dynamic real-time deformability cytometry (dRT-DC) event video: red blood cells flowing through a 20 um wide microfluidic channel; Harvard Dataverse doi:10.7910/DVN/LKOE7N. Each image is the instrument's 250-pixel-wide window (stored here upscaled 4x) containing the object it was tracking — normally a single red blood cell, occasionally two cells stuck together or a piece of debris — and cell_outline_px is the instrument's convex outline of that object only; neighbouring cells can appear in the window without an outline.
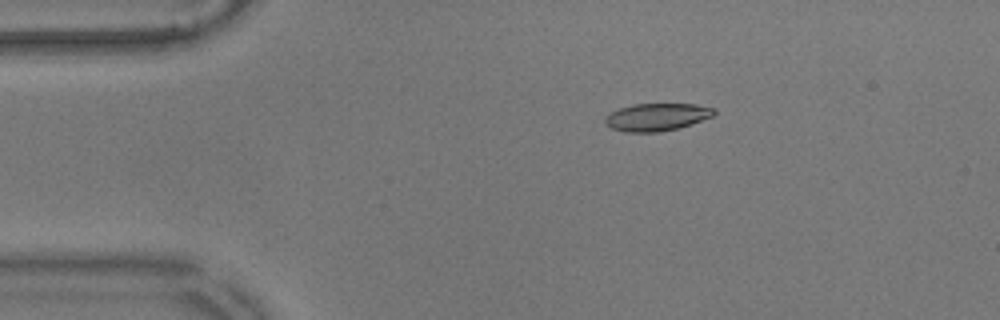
{"species": "common noctule bat (a hibernating species)", "species_latin": "Nyctalus noctula", "temperature_condition": "warm", "stored_images_in_passage": 47, "camera_frame_rate_fps": 3000, "um_per_image_px": 0.085, "animal": {"sex": "male", "body_mass_g": 17.9}, "frame": {"image": 1, "passage_image": 1, "time_ms": 0.0, "image_size_px": [1000, 320], "cell_outline_px": [[716, 112], [712, 116], [692, 124], [680, 128], [660, 132], [624, 132], [612, 128], [604, 124], [604, 116], [620, 108], [632, 104], [696, 104], [716, 108]], "centroid_in_image_um": [55.83, 9.95], "position_along_channel_um": 29.2, "area_um2": 17.69}}
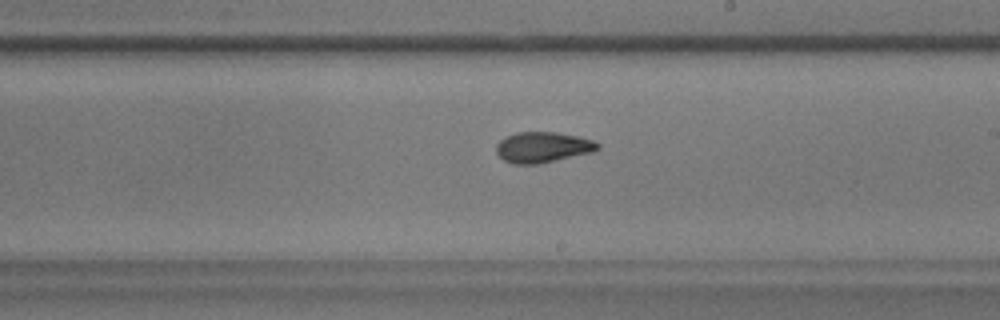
{"frame": {"image": 2, "passage_image": 23, "time_ms": 7.333, "image_size_px": [1000, 320], "cell_outline_px": [[600, 148], [592, 152], [536, 164], [512, 164], [504, 160], [496, 152], [496, 144], [504, 136], [516, 132], [556, 132], [576, 136], [592, 140], [600, 144]], "centroid_in_image_um": [46.09, 12.5], "position_along_channel_um": 242.9, "area_um2": 18.03}}
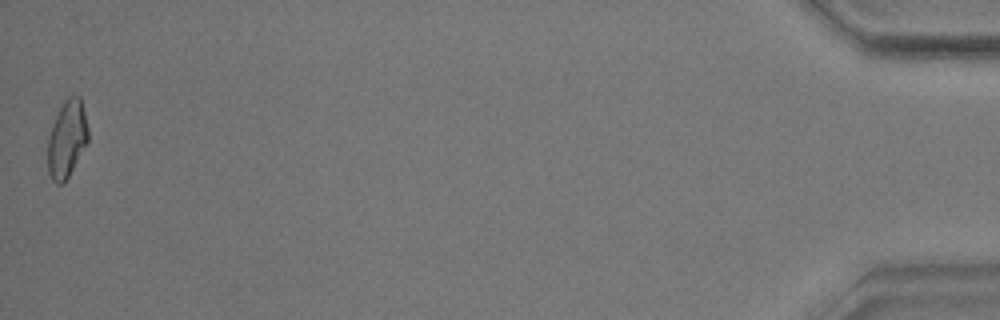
{"frame": {"image": 3, "passage_image": 47, "time_ms": 15.333, "image_size_px": [1000, 320], "cell_outline_px": [[88, 140], [68, 176], [60, 184], [56, 184], [52, 180], [48, 172], [48, 136], [52, 124], [64, 100], [68, 96], [80, 96], [88, 128]], "centroid_in_image_um": [5.67, 11.79], "position_along_channel_um": 429.5, "area_um2": 17.8}, "authors_computed_cell_mechanics": {"area_um2": 17.918, "velocity_mm_per_s": 3.5611, "shape_relaxation_time_tau1_ms": 6.0089, "shape_relaxation_time_tau2_ms": 2.1033, "deformation_change_tau1": 0.1991, "deformation_change_tau2": 0.0818}}